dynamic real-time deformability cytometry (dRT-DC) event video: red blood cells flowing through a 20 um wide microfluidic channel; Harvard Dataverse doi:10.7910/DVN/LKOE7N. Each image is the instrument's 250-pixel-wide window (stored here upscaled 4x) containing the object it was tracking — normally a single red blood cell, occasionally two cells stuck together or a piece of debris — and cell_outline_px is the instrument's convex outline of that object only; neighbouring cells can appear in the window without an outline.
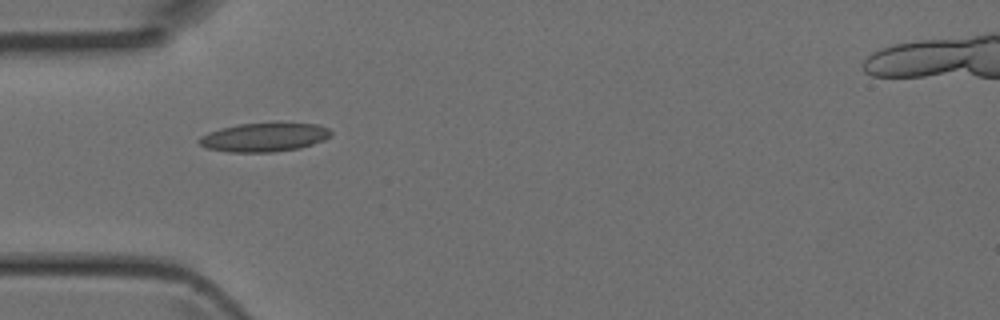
{"species": "Egyptian fruit bat (a non-hibernating species)", "species_latin": "Rousettus aegyptiacus", "temperature_condition": "room temperature", "stored_images_in_passage": 25, "camera_frame_rate_fps": 3000, "um_per_image_px": 0.085, "animal": {"sex": "female"}, "frame": {"image": 1, "passage_image": 1, "time_ms": 0.0, "image_size_px": [1000, 320], "cell_outline_px": [[332, 136], [324, 140], [300, 148], [272, 152], [228, 152], [208, 148], [200, 144], [196, 140], [200, 136], [208, 132], [220, 128], [240, 124], [316, 124], [328, 128], [332, 132]], "centroid_in_image_um": [22.44, 11.68], "position_along_channel_um": 62.6, "area_um2": 21.85}}
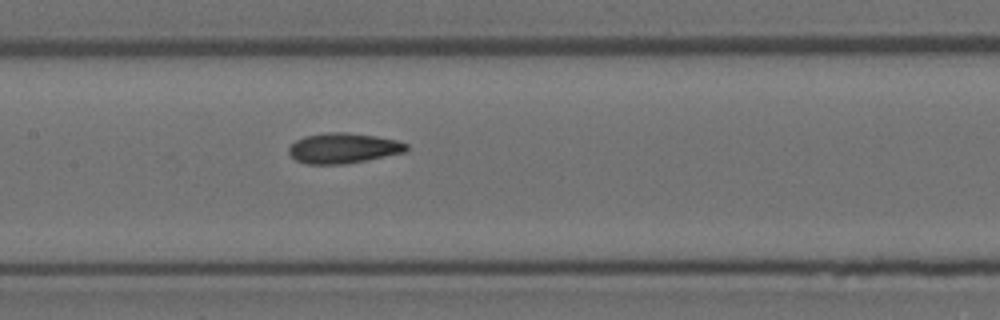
{"frame": {"image": 2, "passage_image": 9, "time_ms": 2.667, "image_size_px": [1000, 320], "cell_outline_px": [[408, 148], [404, 152], [344, 164], [308, 164], [296, 160], [288, 152], [288, 148], [296, 140], [304, 136], [324, 132], [348, 132], [376, 136], [396, 140], [408, 144]], "centroid_in_image_um": [29.15, 12.58], "position_along_channel_um": 178.3, "area_um2": 20.63}}
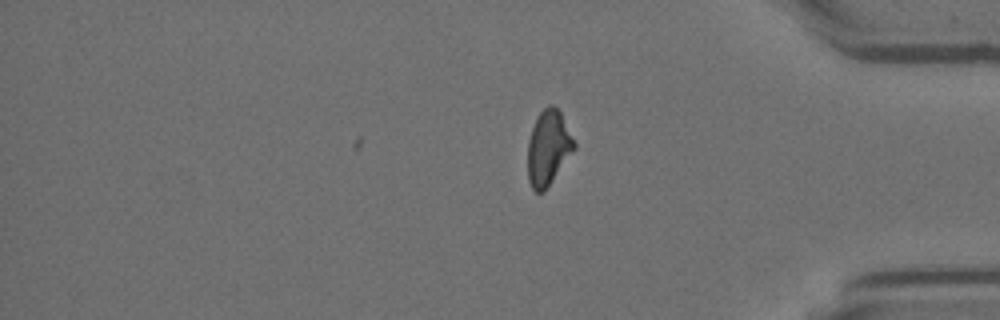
{"frame": {"image": 3, "passage_image": 25, "time_ms": 8.0, "image_size_px": [1000, 320], "cell_outline_px": [[576, 148], [544, 192], [536, 192], [532, 188], [528, 180], [528, 140], [536, 116], [548, 104], [552, 104], [560, 112], [576, 144]], "centroid_in_image_um": [46.6, 12.56], "position_along_channel_um": 388.6, "area_um2": 20.23}}